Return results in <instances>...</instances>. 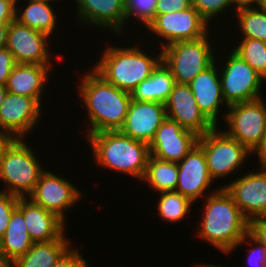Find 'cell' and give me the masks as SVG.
<instances>
[{"instance_id":"obj_17","label":"cell","mask_w":266,"mask_h":267,"mask_svg":"<svg viewBox=\"0 0 266 267\" xmlns=\"http://www.w3.org/2000/svg\"><path fill=\"white\" fill-rule=\"evenodd\" d=\"M166 117L163 103L131 100L124 124L119 131L150 144Z\"/></svg>"},{"instance_id":"obj_14","label":"cell","mask_w":266,"mask_h":267,"mask_svg":"<svg viewBox=\"0 0 266 267\" xmlns=\"http://www.w3.org/2000/svg\"><path fill=\"white\" fill-rule=\"evenodd\" d=\"M197 140L194 132L166 117L149 144L150 156L178 163L197 144Z\"/></svg>"},{"instance_id":"obj_38","label":"cell","mask_w":266,"mask_h":267,"mask_svg":"<svg viewBox=\"0 0 266 267\" xmlns=\"http://www.w3.org/2000/svg\"><path fill=\"white\" fill-rule=\"evenodd\" d=\"M248 232L266 247V216L251 219Z\"/></svg>"},{"instance_id":"obj_1","label":"cell","mask_w":266,"mask_h":267,"mask_svg":"<svg viewBox=\"0 0 266 267\" xmlns=\"http://www.w3.org/2000/svg\"><path fill=\"white\" fill-rule=\"evenodd\" d=\"M78 86L88 112L87 136L120 130L132 100L130 92L108 83L92 68L91 72H85Z\"/></svg>"},{"instance_id":"obj_43","label":"cell","mask_w":266,"mask_h":267,"mask_svg":"<svg viewBox=\"0 0 266 267\" xmlns=\"http://www.w3.org/2000/svg\"><path fill=\"white\" fill-rule=\"evenodd\" d=\"M10 23H0V50L6 47L7 30Z\"/></svg>"},{"instance_id":"obj_46","label":"cell","mask_w":266,"mask_h":267,"mask_svg":"<svg viewBox=\"0 0 266 267\" xmlns=\"http://www.w3.org/2000/svg\"><path fill=\"white\" fill-rule=\"evenodd\" d=\"M266 9V0H256V8Z\"/></svg>"},{"instance_id":"obj_29","label":"cell","mask_w":266,"mask_h":267,"mask_svg":"<svg viewBox=\"0 0 266 267\" xmlns=\"http://www.w3.org/2000/svg\"><path fill=\"white\" fill-rule=\"evenodd\" d=\"M239 30L243 38L259 39L266 42V9L256 7L242 8L235 11Z\"/></svg>"},{"instance_id":"obj_45","label":"cell","mask_w":266,"mask_h":267,"mask_svg":"<svg viewBox=\"0 0 266 267\" xmlns=\"http://www.w3.org/2000/svg\"><path fill=\"white\" fill-rule=\"evenodd\" d=\"M7 92L6 86L0 85V106L4 102Z\"/></svg>"},{"instance_id":"obj_2","label":"cell","mask_w":266,"mask_h":267,"mask_svg":"<svg viewBox=\"0 0 266 267\" xmlns=\"http://www.w3.org/2000/svg\"><path fill=\"white\" fill-rule=\"evenodd\" d=\"M208 194L203 195L206 196L204 214L196 233L219 251L231 253L248 233L249 221L225 188L212 189Z\"/></svg>"},{"instance_id":"obj_36","label":"cell","mask_w":266,"mask_h":267,"mask_svg":"<svg viewBox=\"0 0 266 267\" xmlns=\"http://www.w3.org/2000/svg\"><path fill=\"white\" fill-rule=\"evenodd\" d=\"M16 64L13 54L6 47L0 50V85L6 86Z\"/></svg>"},{"instance_id":"obj_16","label":"cell","mask_w":266,"mask_h":267,"mask_svg":"<svg viewBox=\"0 0 266 267\" xmlns=\"http://www.w3.org/2000/svg\"><path fill=\"white\" fill-rule=\"evenodd\" d=\"M165 109L167 118L178 122L197 136L204 135L215 127L200 111L189 84H174Z\"/></svg>"},{"instance_id":"obj_42","label":"cell","mask_w":266,"mask_h":267,"mask_svg":"<svg viewBox=\"0 0 266 267\" xmlns=\"http://www.w3.org/2000/svg\"><path fill=\"white\" fill-rule=\"evenodd\" d=\"M235 4V11L242 8L256 7V0H231Z\"/></svg>"},{"instance_id":"obj_31","label":"cell","mask_w":266,"mask_h":267,"mask_svg":"<svg viewBox=\"0 0 266 267\" xmlns=\"http://www.w3.org/2000/svg\"><path fill=\"white\" fill-rule=\"evenodd\" d=\"M158 0H125V25L132 16L148 27L156 16Z\"/></svg>"},{"instance_id":"obj_30","label":"cell","mask_w":266,"mask_h":267,"mask_svg":"<svg viewBox=\"0 0 266 267\" xmlns=\"http://www.w3.org/2000/svg\"><path fill=\"white\" fill-rule=\"evenodd\" d=\"M233 51L246 61L266 81V42L243 38Z\"/></svg>"},{"instance_id":"obj_39","label":"cell","mask_w":266,"mask_h":267,"mask_svg":"<svg viewBox=\"0 0 266 267\" xmlns=\"http://www.w3.org/2000/svg\"><path fill=\"white\" fill-rule=\"evenodd\" d=\"M16 0H0V23H11L15 20Z\"/></svg>"},{"instance_id":"obj_27","label":"cell","mask_w":266,"mask_h":267,"mask_svg":"<svg viewBox=\"0 0 266 267\" xmlns=\"http://www.w3.org/2000/svg\"><path fill=\"white\" fill-rule=\"evenodd\" d=\"M141 181L148 182L158 193L174 191L178 181V163L162 161L149 156L146 171Z\"/></svg>"},{"instance_id":"obj_34","label":"cell","mask_w":266,"mask_h":267,"mask_svg":"<svg viewBox=\"0 0 266 267\" xmlns=\"http://www.w3.org/2000/svg\"><path fill=\"white\" fill-rule=\"evenodd\" d=\"M246 240L248 241V243L252 241L251 243H255L256 245V247L250 249L249 256L247 257V262L250 267H266V247L259 241H257L249 232L243 237V239L234 247L231 252L235 251V249L238 246L242 245L243 242L247 244Z\"/></svg>"},{"instance_id":"obj_47","label":"cell","mask_w":266,"mask_h":267,"mask_svg":"<svg viewBox=\"0 0 266 267\" xmlns=\"http://www.w3.org/2000/svg\"><path fill=\"white\" fill-rule=\"evenodd\" d=\"M196 267H224V266H219V265H212V264H201Z\"/></svg>"},{"instance_id":"obj_24","label":"cell","mask_w":266,"mask_h":267,"mask_svg":"<svg viewBox=\"0 0 266 267\" xmlns=\"http://www.w3.org/2000/svg\"><path fill=\"white\" fill-rule=\"evenodd\" d=\"M69 243L64 234L50 242L33 243L25 255L14 261V267H52L70 248Z\"/></svg>"},{"instance_id":"obj_7","label":"cell","mask_w":266,"mask_h":267,"mask_svg":"<svg viewBox=\"0 0 266 267\" xmlns=\"http://www.w3.org/2000/svg\"><path fill=\"white\" fill-rule=\"evenodd\" d=\"M197 145L204 151L212 180L234 174L251 154L239 141L219 130L217 126L198 136Z\"/></svg>"},{"instance_id":"obj_44","label":"cell","mask_w":266,"mask_h":267,"mask_svg":"<svg viewBox=\"0 0 266 267\" xmlns=\"http://www.w3.org/2000/svg\"><path fill=\"white\" fill-rule=\"evenodd\" d=\"M0 267H14V260L0 250Z\"/></svg>"},{"instance_id":"obj_13","label":"cell","mask_w":266,"mask_h":267,"mask_svg":"<svg viewBox=\"0 0 266 267\" xmlns=\"http://www.w3.org/2000/svg\"><path fill=\"white\" fill-rule=\"evenodd\" d=\"M260 169L223 186L248 221L266 216V167Z\"/></svg>"},{"instance_id":"obj_23","label":"cell","mask_w":266,"mask_h":267,"mask_svg":"<svg viewBox=\"0 0 266 267\" xmlns=\"http://www.w3.org/2000/svg\"><path fill=\"white\" fill-rule=\"evenodd\" d=\"M175 84L170 69L161 61L150 77L140 83L130 94L132 100L165 104Z\"/></svg>"},{"instance_id":"obj_28","label":"cell","mask_w":266,"mask_h":267,"mask_svg":"<svg viewBox=\"0 0 266 267\" xmlns=\"http://www.w3.org/2000/svg\"><path fill=\"white\" fill-rule=\"evenodd\" d=\"M158 201V214L162 220L179 222L188 215L190 207L194 204L190 199L177 191H164L160 193Z\"/></svg>"},{"instance_id":"obj_6","label":"cell","mask_w":266,"mask_h":267,"mask_svg":"<svg viewBox=\"0 0 266 267\" xmlns=\"http://www.w3.org/2000/svg\"><path fill=\"white\" fill-rule=\"evenodd\" d=\"M209 33L202 38L179 41L162 48V61L170 69L175 83L190 84L216 60L209 42Z\"/></svg>"},{"instance_id":"obj_41","label":"cell","mask_w":266,"mask_h":267,"mask_svg":"<svg viewBox=\"0 0 266 267\" xmlns=\"http://www.w3.org/2000/svg\"><path fill=\"white\" fill-rule=\"evenodd\" d=\"M254 152H256L259 158V162H258L259 166L266 167V132L262 138L261 143L259 144V146L256 148Z\"/></svg>"},{"instance_id":"obj_40","label":"cell","mask_w":266,"mask_h":267,"mask_svg":"<svg viewBox=\"0 0 266 267\" xmlns=\"http://www.w3.org/2000/svg\"><path fill=\"white\" fill-rule=\"evenodd\" d=\"M15 140L16 138L11 133L0 128V157Z\"/></svg>"},{"instance_id":"obj_9","label":"cell","mask_w":266,"mask_h":267,"mask_svg":"<svg viewBox=\"0 0 266 267\" xmlns=\"http://www.w3.org/2000/svg\"><path fill=\"white\" fill-rule=\"evenodd\" d=\"M226 58L219 73L225 106L262 98L259 93L265 79L233 50Z\"/></svg>"},{"instance_id":"obj_5","label":"cell","mask_w":266,"mask_h":267,"mask_svg":"<svg viewBox=\"0 0 266 267\" xmlns=\"http://www.w3.org/2000/svg\"><path fill=\"white\" fill-rule=\"evenodd\" d=\"M37 154L22 139H16L0 157V180L7 188L0 190L17 197H28L45 170Z\"/></svg>"},{"instance_id":"obj_26","label":"cell","mask_w":266,"mask_h":267,"mask_svg":"<svg viewBox=\"0 0 266 267\" xmlns=\"http://www.w3.org/2000/svg\"><path fill=\"white\" fill-rule=\"evenodd\" d=\"M16 0L15 20L19 23L52 36L56 28V13L48 2L28 0L24 9L18 11Z\"/></svg>"},{"instance_id":"obj_19","label":"cell","mask_w":266,"mask_h":267,"mask_svg":"<svg viewBox=\"0 0 266 267\" xmlns=\"http://www.w3.org/2000/svg\"><path fill=\"white\" fill-rule=\"evenodd\" d=\"M17 209L23 214L30 239L34 243L59 239L65 232V222L28 197H19Z\"/></svg>"},{"instance_id":"obj_8","label":"cell","mask_w":266,"mask_h":267,"mask_svg":"<svg viewBox=\"0 0 266 267\" xmlns=\"http://www.w3.org/2000/svg\"><path fill=\"white\" fill-rule=\"evenodd\" d=\"M227 110L223 114L228 125L225 132L253 153L266 132V102L259 98L230 105Z\"/></svg>"},{"instance_id":"obj_35","label":"cell","mask_w":266,"mask_h":267,"mask_svg":"<svg viewBox=\"0 0 266 267\" xmlns=\"http://www.w3.org/2000/svg\"><path fill=\"white\" fill-rule=\"evenodd\" d=\"M80 253L71 246L52 267H86L88 262Z\"/></svg>"},{"instance_id":"obj_22","label":"cell","mask_w":266,"mask_h":267,"mask_svg":"<svg viewBox=\"0 0 266 267\" xmlns=\"http://www.w3.org/2000/svg\"><path fill=\"white\" fill-rule=\"evenodd\" d=\"M51 68L42 64L17 63L8 77L6 89L13 94L35 98L42 104V92Z\"/></svg>"},{"instance_id":"obj_37","label":"cell","mask_w":266,"mask_h":267,"mask_svg":"<svg viewBox=\"0 0 266 267\" xmlns=\"http://www.w3.org/2000/svg\"><path fill=\"white\" fill-rule=\"evenodd\" d=\"M192 7V0H158L156 15L182 11Z\"/></svg>"},{"instance_id":"obj_15","label":"cell","mask_w":266,"mask_h":267,"mask_svg":"<svg viewBox=\"0 0 266 267\" xmlns=\"http://www.w3.org/2000/svg\"><path fill=\"white\" fill-rule=\"evenodd\" d=\"M41 108L35 98L7 92L0 106V128L22 139L38 124Z\"/></svg>"},{"instance_id":"obj_33","label":"cell","mask_w":266,"mask_h":267,"mask_svg":"<svg viewBox=\"0 0 266 267\" xmlns=\"http://www.w3.org/2000/svg\"><path fill=\"white\" fill-rule=\"evenodd\" d=\"M19 197L0 191V238L10 222L13 211L17 208Z\"/></svg>"},{"instance_id":"obj_20","label":"cell","mask_w":266,"mask_h":267,"mask_svg":"<svg viewBox=\"0 0 266 267\" xmlns=\"http://www.w3.org/2000/svg\"><path fill=\"white\" fill-rule=\"evenodd\" d=\"M80 22L107 28L123 34L125 28V0H75ZM118 33V34H117Z\"/></svg>"},{"instance_id":"obj_32","label":"cell","mask_w":266,"mask_h":267,"mask_svg":"<svg viewBox=\"0 0 266 267\" xmlns=\"http://www.w3.org/2000/svg\"><path fill=\"white\" fill-rule=\"evenodd\" d=\"M231 5V0H192V6L208 23Z\"/></svg>"},{"instance_id":"obj_10","label":"cell","mask_w":266,"mask_h":267,"mask_svg":"<svg viewBox=\"0 0 266 267\" xmlns=\"http://www.w3.org/2000/svg\"><path fill=\"white\" fill-rule=\"evenodd\" d=\"M208 26V22L192 6L182 11L156 15L147 28L163 39L160 41L162 49L179 41L202 38L209 33Z\"/></svg>"},{"instance_id":"obj_4","label":"cell","mask_w":266,"mask_h":267,"mask_svg":"<svg viewBox=\"0 0 266 267\" xmlns=\"http://www.w3.org/2000/svg\"><path fill=\"white\" fill-rule=\"evenodd\" d=\"M145 52L138 45L127 48L110 45L93 69L108 83L131 93L162 61V50L155 57Z\"/></svg>"},{"instance_id":"obj_18","label":"cell","mask_w":266,"mask_h":267,"mask_svg":"<svg viewBox=\"0 0 266 267\" xmlns=\"http://www.w3.org/2000/svg\"><path fill=\"white\" fill-rule=\"evenodd\" d=\"M212 181L207 169L204 151L196 144L190 152L178 162V181L175 191L184 195L194 203L206 193Z\"/></svg>"},{"instance_id":"obj_21","label":"cell","mask_w":266,"mask_h":267,"mask_svg":"<svg viewBox=\"0 0 266 267\" xmlns=\"http://www.w3.org/2000/svg\"><path fill=\"white\" fill-rule=\"evenodd\" d=\"M215 61L210 67L199 73L189 84L195 101L203 115L218 127V113L225 103L218 67Z\"/></svg>"},{"instance_id":"obj_48","label":"cell","mask_w":266,"mask_h":267,"mask_svg":"<svg viewBox=\"0 0 266 267\" xmlns=\"http://www.w3.org/2000/svg\"><path fill=\"white\" fill-rule=\"evenodd\" d=\"M35 1H44V2H48V3L52 2V0H35ZM53 1H55V0H53Z\"/></svg>"},{"instance_id":"obj_25","label":"cell","mask_w":266,"mask_h":267,"mask_svg":"<svg viewBox=\"0 0 266 267\" xmlns=\"http://www.w3.org/2000/svg\"><path fill=\"white\" fill-rule=\"evenodd\" d=\"M33 243L29 237L24 216L16 208L12 213L5 234L0 238V250L15 261L25 255Z\"/></svg>"},{"instance_id":"obj_11","label":"cell","mask_w":266,"mask_h":267,"mask_svg":"<svg viewBox=\"0 0 266 267\" xmlns=\"http://www.w3.org/2000/svg\"><path fill=\"white\" fill-rule=\"evenodd\" d=\"M48 40L47 34L14 20L8 26L6 48L13 54L16 63L51 66L54 55L47 47Z\"/></svg>"},{"instance_id":"obj_3","label":"cell","mask_w":266,"mask_h":267,"mask_svg":"<svg viewBox=\"0 0 266 267\" xmlns=\"http://www.w3.org/2000/svg\"><path fill=\"white\" fill-rule=\"evenodd\" d=\"M86 138L98 165L142 180L150 156L148 143L119 130L94 133Z\"/></svg>"},{"instance_id":"obj_12","label":"cell","mask_w":266,"mask_h":267,"mask_svg":"<svg viewBox=\"0 0 266 267\" xmlns=\"http://www.w3.org/2000/svg\"><path fill=\"white\" fill-rule=\"evenodd\" d=\"M71 181L59 177L50 171H43L35 185L33 192L28 196L34 203L55 213L64 222L66 209L73 207L81 193Z\"/></svg>"}]
</instances>
